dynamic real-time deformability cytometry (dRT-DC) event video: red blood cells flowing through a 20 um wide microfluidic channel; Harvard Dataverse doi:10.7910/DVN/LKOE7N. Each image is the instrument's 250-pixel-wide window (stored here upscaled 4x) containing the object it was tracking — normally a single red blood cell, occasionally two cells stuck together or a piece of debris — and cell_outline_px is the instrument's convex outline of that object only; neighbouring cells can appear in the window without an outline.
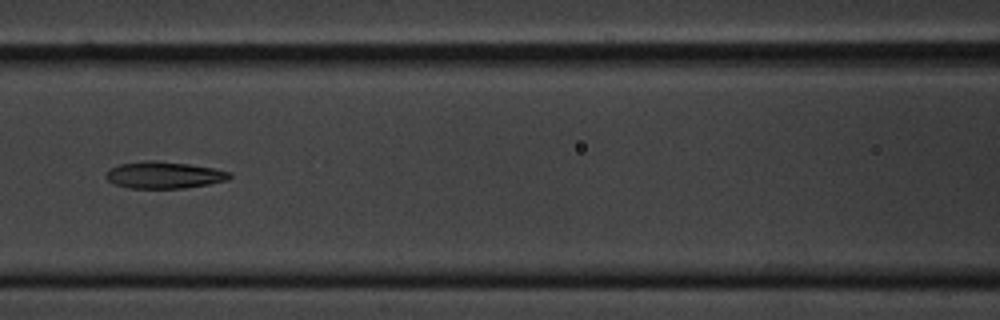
{"species": "common noctule bat (a hibernating species)", "species_latin": "Nyctalus noctula", "temperature_condition": "cold", "stored_images_in_passage": 9, "camera_frame_rate_fps": 3000, "um_per_image_px": 0.085, "animal": {"sex": "male", "body_mass_g": 20.1, "forearm_length_mm": 53.5}, "frame": {"image": 1, "passage_image": 7, "time_ms": 7.0, "image_size_px": [1000, 320], "cell_outline_px": [[232, 176], [228, 180], [208, 184], [184, 188], [128, 188], [116, 184], [108, 180], [104, 176], [104, 172], [120, 164], [148, 160], [152, 160], [188, 164], [212, 168], [232, 172]], "centroid_in_image_um": [13.94, 14.88], "position_along_channel_um": 152.7, "area_um2": 19.25}}
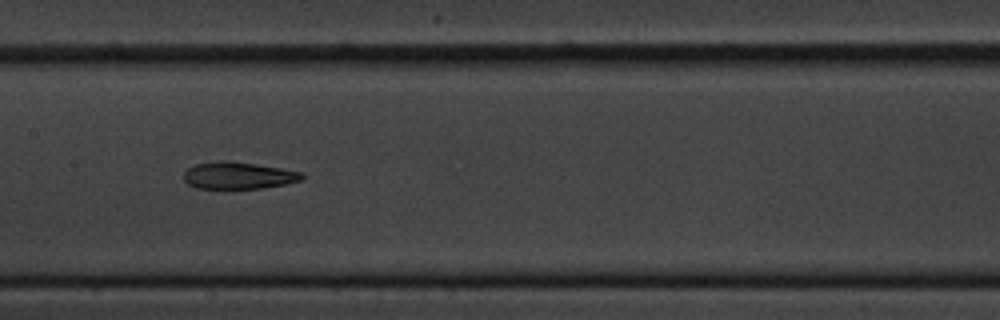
{"frame": {"image": 2, "passage_image": 8, "time_ms": 8.0, "image_size_px": [1000, 320], "cell_outline_px": [[304, 176], [300, 180], [284, 184], [260, 188], [196, 188], [188, 184], [184, 180], [184, 172], [188, 168], [196, 164], [220, 160], [228, 160], [256, 164], [304, 172]], "centroid_in_image_um": [20.24, 14.9], "position_along_channel_um": 187.2, "area_um2": 18.5}}
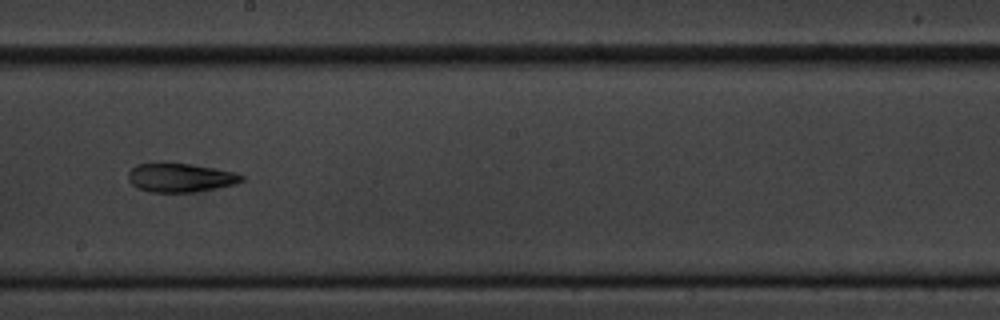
{"frame": {"image": 3, "passage_image": 9, "time_ms": 9.333, "image_size_px": [1000, 320], "cell_outline_px": [[244, 180], [236, 184], [196, 192], [152, 192], [136, 188], [128, 180], [128, 172], [136, 164], [164, 160], [236, 172], [244, 176]], "centroid_in_image_um": [15.28, 15.07], "position_along_channel_um": 232.9, "area_um2": 19.59}}